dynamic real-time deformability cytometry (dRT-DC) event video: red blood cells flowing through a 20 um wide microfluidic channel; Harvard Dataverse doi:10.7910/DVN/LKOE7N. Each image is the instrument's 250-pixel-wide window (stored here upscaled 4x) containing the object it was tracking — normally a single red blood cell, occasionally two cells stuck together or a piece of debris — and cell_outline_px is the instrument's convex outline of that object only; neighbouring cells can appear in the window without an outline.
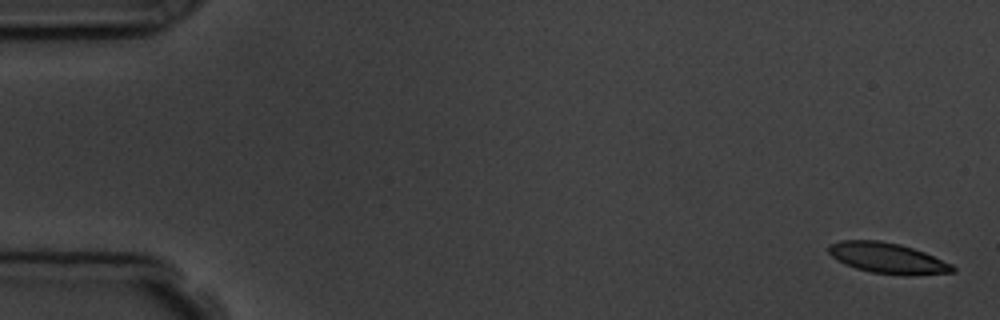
{"species": "common noctule bat (a hibernating species)", "species_latin": "Nyctalus noctula", "temperature_condition": "room temperature", "stored_images_in_passage": 5, "camera_frame_rate_fps": 3000, "um_per_image_px": 0.085, "animal": {"sex": "male", "body_mass_g": 19.5, "forearm_length_mm": 54.6}, "frame": {"image": 1, "passage_image": 1, "time_ms": 0.0, "image_size_px": [1000, 320], "cell_outline_px": [[956, 272], [872, 272], [856, 268], [844, 264], [836, 260], [828, 252], [828, 244], [840, 240], [880, 240], [900, 244], [924, 252], [952, 264], [956, 268]], "centroid_in_image_um": [75.32, 21.86], "position_along_channel_um": 9.7, "area_um2": 21.1}}
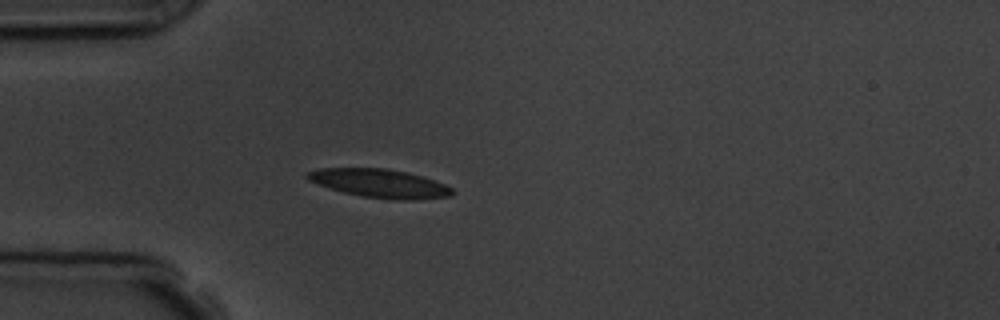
{"frame": {"image": 2, "passage_image": 5, "time_ms": 4.667, "image_size_px": [1000, 320], "cell_outline_px": [[452, 196], [416, 200], [404, 200], [364, 196], [344, 192], [308, 180], [304, 176], [304, 172], [320, 168], [388, 168], [408, 172], [444, 184], [452, 188]], "centroid_in_image_um": [32.26, 15.57], "position_along_channel_um": 52.7, "area_um2": 23.81}}